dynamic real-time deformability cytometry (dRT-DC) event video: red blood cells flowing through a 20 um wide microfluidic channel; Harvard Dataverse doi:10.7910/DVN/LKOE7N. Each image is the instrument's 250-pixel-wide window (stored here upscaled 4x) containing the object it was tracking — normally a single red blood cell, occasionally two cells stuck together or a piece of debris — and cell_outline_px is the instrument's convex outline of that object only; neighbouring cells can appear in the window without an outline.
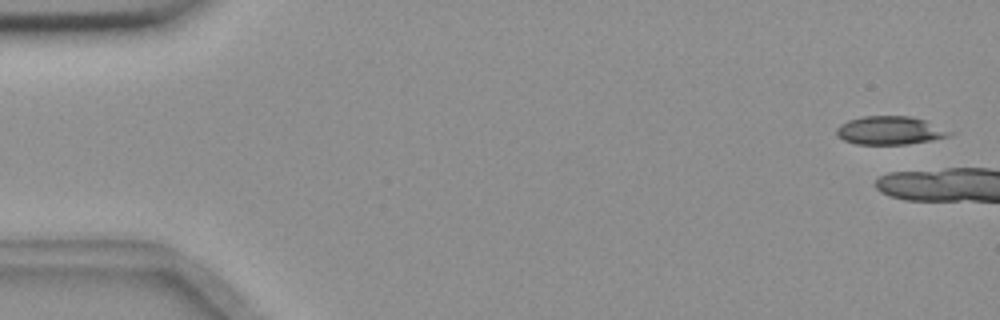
{"species": "common noctule bat (a hibernating species)", "species_latin": "Nyctalus noctula", "temperature_condition": "room temperature", "stored_images_in_passage": 6, "camera_frame_rate_fps": 3000, "um_per_image_px": 0.085, "animal": {"sex": "female", "body_mass_g": 18.4}, "frame": {"image": 1, "passage_image": 1, "time_ms": 0.0, "image_size_px": [1000, 320], "cell_outline_px": [[956, 132], [948, 136], [932, 140], [908, 144], [856, 144], [844, 140], [836, 136], [836, 128], [840, 124], [848, 120], [864, 116], [912, 116], [924, 120]], "centroid_in_image_um": [75.64, 11.09], "position_along_channel_um": 9.4, "area_um2": 18.79}}
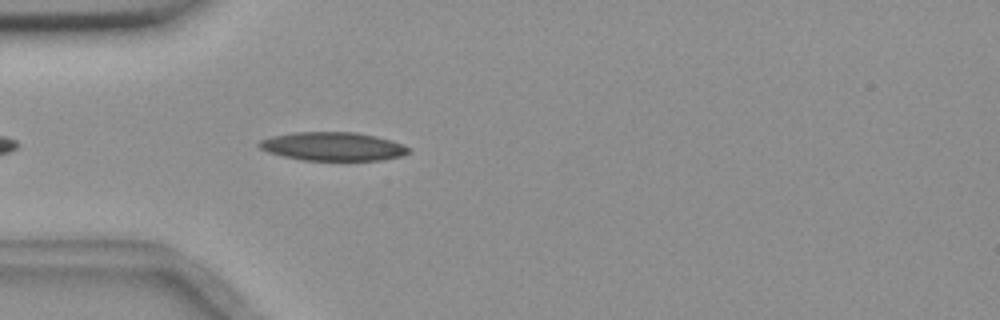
{"frame": {"image": 2, "passage_image": 6, "time_ms": 1.667, "image_size_px": [1000, 320], "cell_outline_px": [[412, 148], [408, 152], [400, 156], [384, 160], [304, 160], [284, 156], [268, 152], [260, 148], [256, 144], [260, 140], [272, 136], [292, 132], [356, 132], [376, 136], [392, 140]], "centroid_in_image_um": [28.3, 12.44], "position_along_channel_um": 56.7, "area_um2": 24.91}}